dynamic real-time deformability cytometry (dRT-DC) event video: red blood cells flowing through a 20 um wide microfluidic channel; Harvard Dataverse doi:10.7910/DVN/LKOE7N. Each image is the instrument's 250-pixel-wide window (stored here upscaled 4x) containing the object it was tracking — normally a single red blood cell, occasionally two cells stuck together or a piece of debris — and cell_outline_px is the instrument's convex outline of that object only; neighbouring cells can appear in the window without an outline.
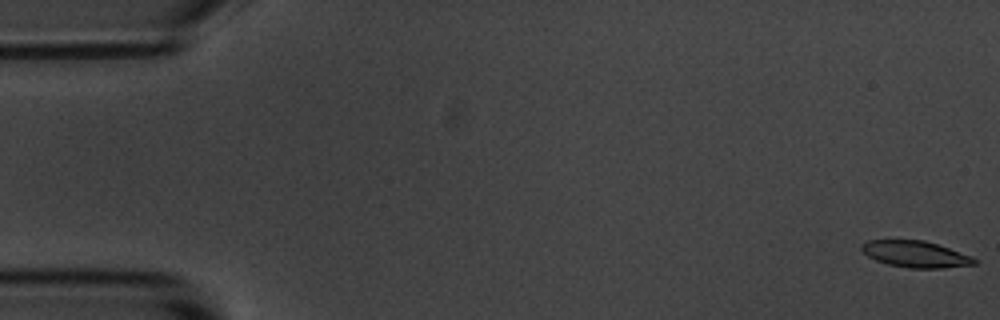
{"species": "common noctule bat (a hibernating species)", "species_latin": "Nyctalus noctula", "temperature_condition": "room temperature", "stored_images_in_passage": 6, "camera_frame_rate_fps": 3000, "um_per_image_px": 0.085, "animal": {"sex": "male", "body_mass_g": 20.1, "forearm_length_mm": 53.5}, "frame": {"image": 1, "passage_image": 1, "time_ms": 0.0, "image_size_px": [1000, 320], "cell_outline_px": [[980, 260], [976, 264], [944, 268], [908, 268], [888, 264], [876, 260], [868, 256], [860, 248], [860, 244], [868, 240], [924, 240], [972, 256]], "centroid_in_image_um": [77.83, 21.6], "position_along_channel_um": 7.2, "area_um2": 17.4}}
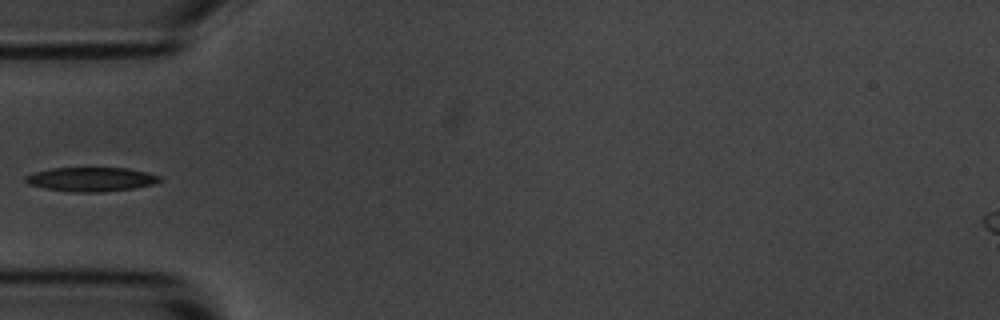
{"frame": {"image": 2, "passage_image": 5, "time_ms": 5.667, "image_size_px": [1000, 320], "cell_outline_px": [[164, 180], [156, 184], [132, 188], [100, 192], [72, 192], [44, 188], [28, 184], [24, 180], [24, 176], [36, 172], [52, 168], [128, 168], [160, 176]], "centroid_in_image_um": [7.75, 15.24], "position_along_channel_um": 77.2, "area_um2": 18.84}}